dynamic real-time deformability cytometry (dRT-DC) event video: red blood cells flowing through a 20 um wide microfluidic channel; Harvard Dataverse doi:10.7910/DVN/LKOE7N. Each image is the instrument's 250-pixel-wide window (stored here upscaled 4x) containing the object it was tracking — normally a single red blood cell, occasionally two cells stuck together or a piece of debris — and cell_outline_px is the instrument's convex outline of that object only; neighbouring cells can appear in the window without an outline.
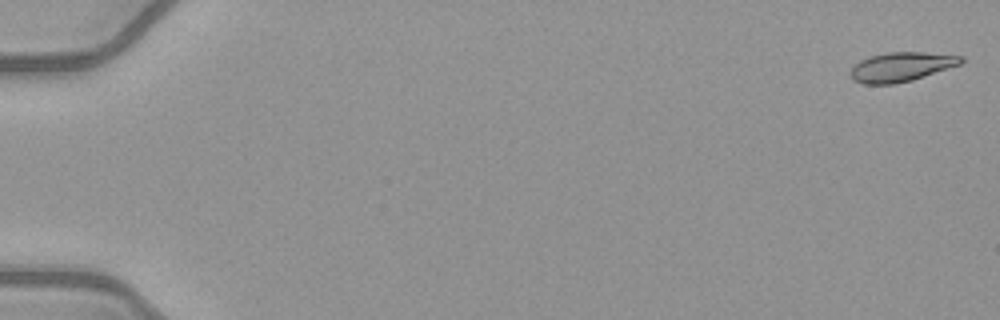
{"species": "common noctule bat (a hibernating species)", "species_latin": "Nyctalus noctula", "temperature_condition": "warm", "stored_images_in_passage": 52, "camera_frame_rate_fps": 3000, "um_per_image_px": 0.085, "animal": {"sex": "female", "body_mass_g": 21.9}, "frame": {"image": 1, "passage_image": 1, "time_ms": 0.0, "image_size_px": [1000, 320], "cell_outline_px": [[964, 60], [960, 64], [912, 80], [892, 84], [864, 84], [852, 80], [848, 72], [860, 60], [872, 56], [888, 52], [924, 52], [964, 56]], "centroid_in_image_um": [76.58, 5.68], "position_along_channel_um": 8.4, "area_um2": 18.79}}
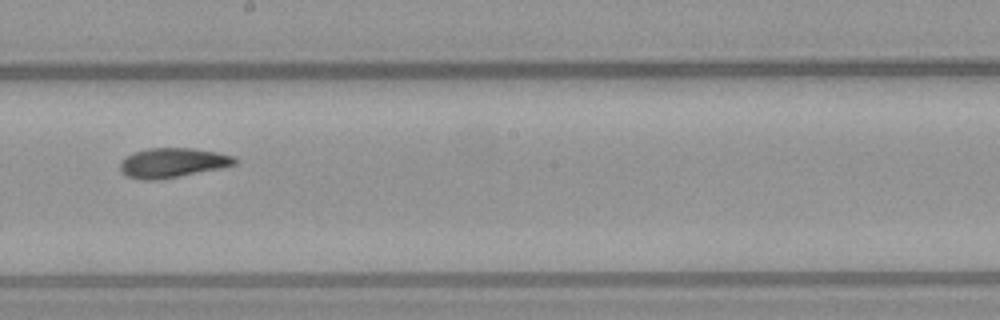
{"frame": {"image": 2, "passage_image": 31, "time_ms": 10.0, "image_size_px": [1000, 320], "cell_outline_px": [[236, 164], [220, 168], [180, 176], [156, 180], [140, 180], [128, 176], [120, 172], [120, 164], [128, 156], [136, 152], [148, 148], [192, 148], [216, 152], [232, 156], [236, 160]], "centroid_in_image_um": [14.65, 13.84], "position_along_channel_um": 233.5, "area_um2": 19.48}}
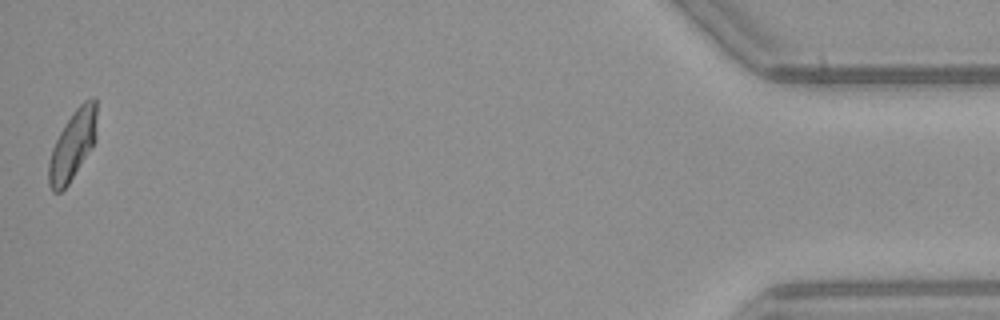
{"frame": {"image": 3, "passage_image": 52, "time_ms": 17.0, "image_size_px": [1000, 320], "cell_outline_px": [[96, 140], [68, 184], [60, 192], [52, 192], [48, 184], [48, 164], [52, 148], [64, 124], [72, 112], [84, 100], [92, 96], [96, 96]], "centroid_in_image_um": [6.17, 12.31], "position_along_channel_um": 429.0, "area_um2": 19.42}, "authors_computed_cell_mechanics": {"area_um2": 19.3919, "velocity_mm_per_s": 4.0495, "shape_relaxation_time_tau1_ms": 7.9654, "shape_relaxation_time_tau2_ms": 2.4774, "deformation_change_tau1": 0.21, "deformation_change_tau2": 0.0809}}